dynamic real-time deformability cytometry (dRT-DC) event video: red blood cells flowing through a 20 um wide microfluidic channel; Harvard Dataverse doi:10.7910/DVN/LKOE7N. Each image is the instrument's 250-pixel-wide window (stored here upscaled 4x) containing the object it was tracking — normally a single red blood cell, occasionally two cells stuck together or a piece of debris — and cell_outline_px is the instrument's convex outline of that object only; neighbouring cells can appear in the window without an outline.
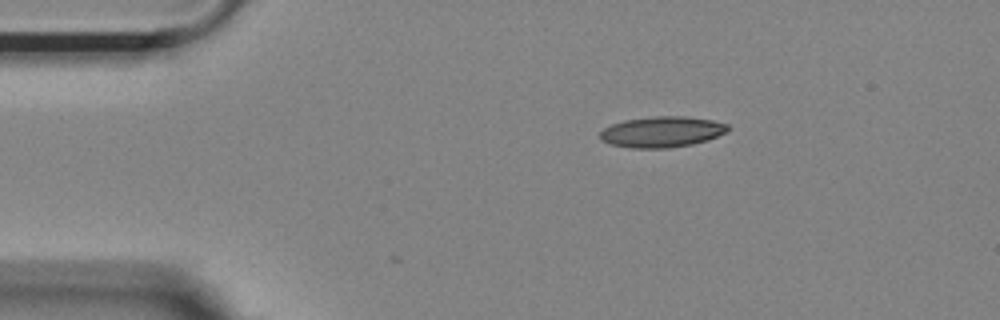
{"species": "Egyptian fruit bat (a non-hibernating species)", "species_latin": "Rousettus aegyptiacus", "temperature_condition": "room temperature", "stored_images_in_passage": 2, "camera_frame_rate_fps": 3000, "um_per_image_px": 0.085, "animal": {"sex": "female"}, "frame": {"image": 1, "passage_image": 2, "time_ms": 0.333, "image_size_px": [1000, 320], "cell_outline_px": [[728, 132], [708, 140], [692, 144], [668, 148], [628, 148], [612, 144], [600, 140], [600, 132], [604, 128], [612, 124], [624, 120], [652, 116], [684, 116], [712, 120], [728, 124]], "centroid_in_image_um": [56.26, 11.21], "position_along_channel_um": 28.7, "area_um2": 23.06}}